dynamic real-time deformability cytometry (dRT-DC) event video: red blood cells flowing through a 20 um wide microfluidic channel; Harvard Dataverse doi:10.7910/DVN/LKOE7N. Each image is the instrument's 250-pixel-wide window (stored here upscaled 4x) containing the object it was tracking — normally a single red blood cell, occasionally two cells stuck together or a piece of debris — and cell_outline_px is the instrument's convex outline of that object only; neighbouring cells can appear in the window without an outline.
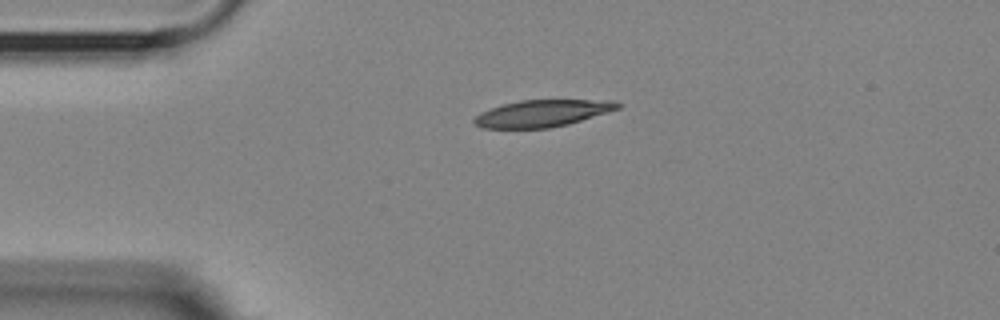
{"species": "Egyptian fruit bat (a non-hibernating species)", "species_latin": "Rousettus aegyptiacus", "temperature_condition": "room temperature", "stored_images_in_passage": 5, "camera_frame_rate_fps": 3000, "um_per_image_px": 0.085, "animal": {"sex": "female"}, "frame": {"image": 1, "passage_image": 1, "time_ms": 0.0, "image_size_px": [1000, 320], "cell_outline_px": [[624, 104], [620, 108], [608, 112], [568, 124], [548, 128], [484, 128], [472, 124], [472, 120], [480, 112], [504, 104], [520, 100], [616, 100]], "centroid_in_image_um": [46.12, 9.63], "position_along_channel_um": 38.9, "area_um2": 22.54}}